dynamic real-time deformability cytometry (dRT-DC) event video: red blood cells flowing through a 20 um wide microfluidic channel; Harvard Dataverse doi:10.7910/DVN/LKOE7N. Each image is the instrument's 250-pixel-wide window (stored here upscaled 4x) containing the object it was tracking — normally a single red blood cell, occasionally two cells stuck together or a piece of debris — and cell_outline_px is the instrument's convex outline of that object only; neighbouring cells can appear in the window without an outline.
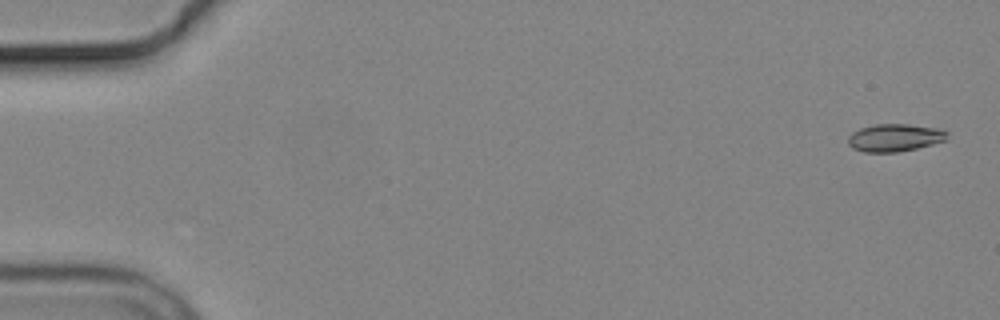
{"species": "common noctule bat (a hibernating species)", "species_latin": "Nyctalus noctula", "temperature_condition": "cold", "stored_images_in_passage": 6, "camera_frame_rate_fps": 3000, "um_per_image_px": 0.085, "animal": {"sex": "male", "body_mass_g": 19.2, "forearm_length_mm": 51.8}, "frame": {"image": 1, "passage_image": 1, "time_ms": 0.0, "image_size_px": [1000, 320], "cell_outline_px": [[948, 140], [916, 148], [896, 152], [864, 152], [852, 148], [848, 144], [848, 136], [852, 132], [860, 128], [876, 124], [908, 124], [936, 128], [948, 132]], "centroid_in_image_um": [76.04, 11.7], "position_along_channel_um": 9.0, "area_um2": 15.95}}
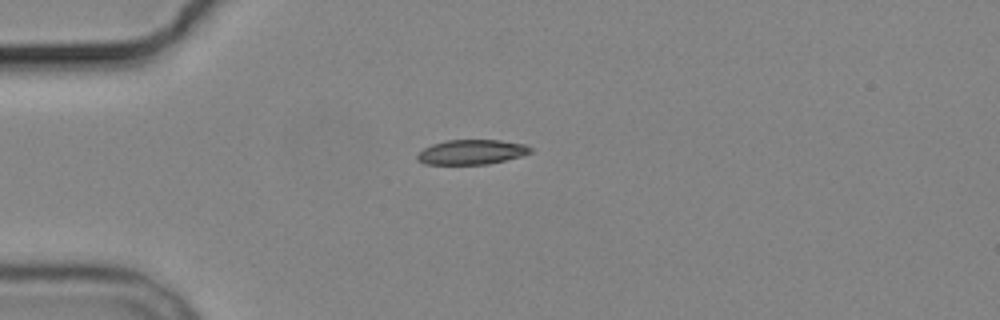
{"frame": {"image": 2, "passage_image": 5, "time_ms": 4.333, "image_size_px": [1000, 320], "cell_outline_px": [[532, 152], [520, 156], [488, 164], [424, 164], [416, 160], [416, 156], [424, 148], [432, 144], [448, 140], [500, 140], [524, 144], [532, 148]], "centroid_in_image_um": [40.07, 12.92], "position_along_channel_um": 44.9, "area_um2": 16.24}}